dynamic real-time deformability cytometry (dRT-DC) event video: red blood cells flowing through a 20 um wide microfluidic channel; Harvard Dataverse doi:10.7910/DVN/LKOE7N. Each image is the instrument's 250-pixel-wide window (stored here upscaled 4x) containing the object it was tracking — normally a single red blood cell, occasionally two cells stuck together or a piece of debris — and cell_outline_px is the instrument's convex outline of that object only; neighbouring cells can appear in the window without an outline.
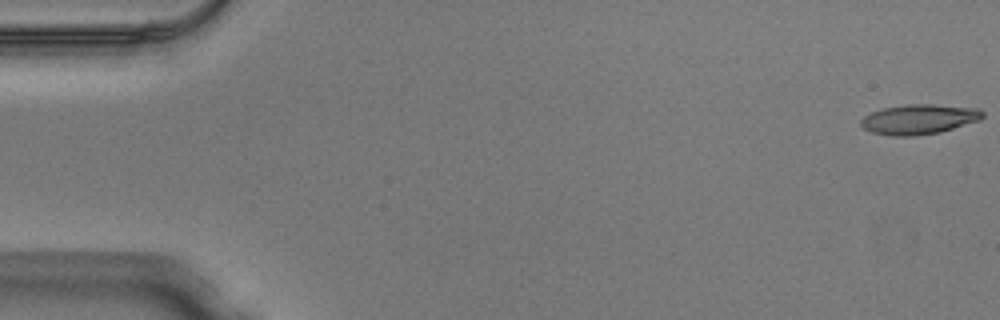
{"species": "Egyptian fruit bat (a non-hibernating species)", "species_latin": "Rousettus aegyptiacus", "temperature_condition": "warm", "stored_images_in_passage": 18, "camera_frame_rate_fps": 3000, "um_per_image_px": 0.085, "animal": {"sex": "male"}, "frame": {"image": 1, "passage_image": 1, "time_ms": 0.0, "image_size_px": [1000, 320], "cell_outline_px": [[984, 116], [980, 120], [940, 132], [912, 136], [892, 136], [872, 132], [864, 128], [860, 124], [860, 120], [864, 116], [872, 112], [884, 108], [908, 104], [932, 104], [980, 108], [984, 112]], "centroid_in_image_um": [78.14, 10.13], "position_along_channel_um": 6.9, "area_um2": 21.21}}
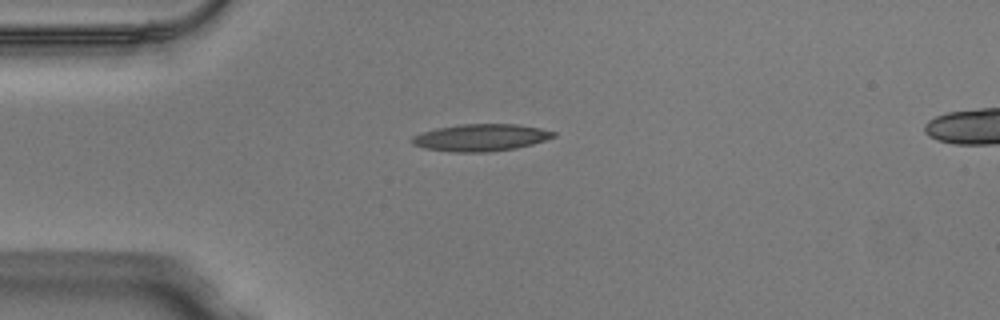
{"frame": {"image": 2, "passage_image": 13, "time_ms": 4.0, "image_size_px": [1000, 320], "cell_outline_px": [[556, 136], [532, 144], [516, 148], [488, 152], [452, 152], [424, 148], [412, 144], [412, 136], [436, 128], [460, 124], [516, 124], [540, 128], [556, 132]], "centroid_in_image_um": [40.87, 11.69], "position_along_channel_um": 44.1, "area_um2": 22.25}}
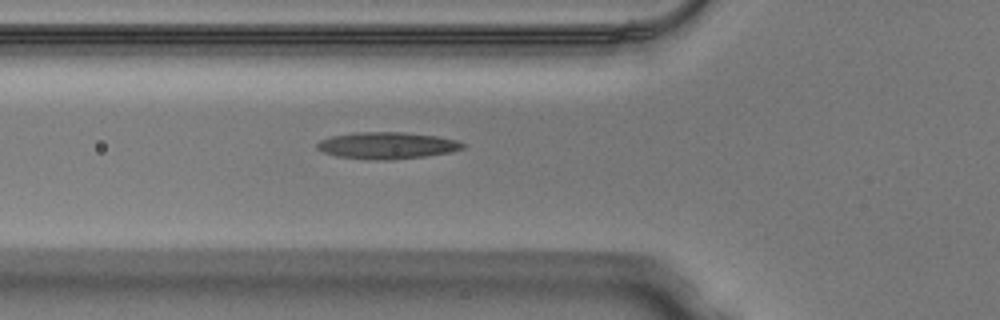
{"frame": {"image": 3, "passage_image": 18, "time_ms": 5.667, "image_size_px": [1000, 320], "cell_outline_px": [[468, 144], [464, 148], [452, 152], [424, 156], [392, 160], [372, 160], [336, 156], [324, 152], [316, 148], [316, 144], [320, 140], [332, 136], [360, 132], [404, 132], [436, 136], [456, 140]], "centroid_in_image_um": [32.93, 12.37], "position_along_channel_um": 92.9, "area_um2": 22.77}}